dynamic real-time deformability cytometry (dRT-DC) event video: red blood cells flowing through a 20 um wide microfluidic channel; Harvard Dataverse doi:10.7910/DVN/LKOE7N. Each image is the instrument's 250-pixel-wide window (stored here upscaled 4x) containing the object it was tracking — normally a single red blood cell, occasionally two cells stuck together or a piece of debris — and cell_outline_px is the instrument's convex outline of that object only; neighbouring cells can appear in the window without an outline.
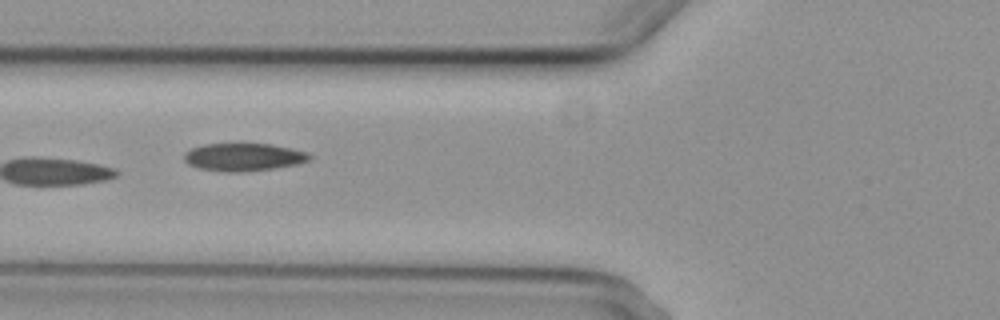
{"species": "common noctule bat (a hibernating species)", "species_latin": "Nyctalus noctula", "temperature_condition": "cold", "stored_images_in_passage": 9, "camera_frame_rate_fps": 3000, "um_per_image_px": 0.085, "animal": {"sex": "female", "body_mass_g": 29.2, "forearm_length_mm": 56.3}, "frame": {"image": 1, "passage_image": 6, "time_ms": 5.667, "image_size_px": [1000, 320], "cell_outline_px": [[312, 156], [308, 160], [296, 164], [272, 168], [240, 172], [224, 172], [200, 168], [188, 164], [184, 160], [184, 152], [192, 148], [204, 144], [272, 144], [308, 152]], "centroid_in_image_um": [20.68, 13.35], "position_along_channel_um": 105.1, "area_um2": 20.11}}
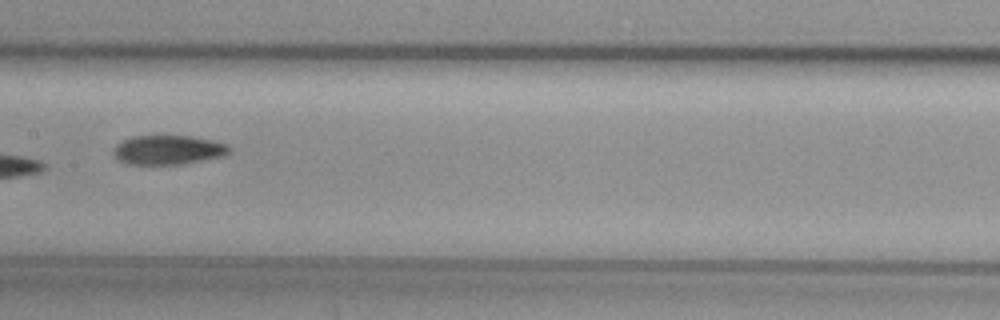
{"frame": {"image": 2, "passage_image": 8, "time_ms": 8.0, "image_size_px": [1000, 320], "cell_outline_px": [[232, 152], [224, 156], [180, 164], [128, 164], [116, 160], [112, 156], [112, 152], [116, 144], [132, 136], [192, 136], [212, 140], [228, 144], [232, 148]], "centroid_in_image_um": [14.29, 12.74], "position_along_channel_um": 193.1, "area_um2": 20.0}}
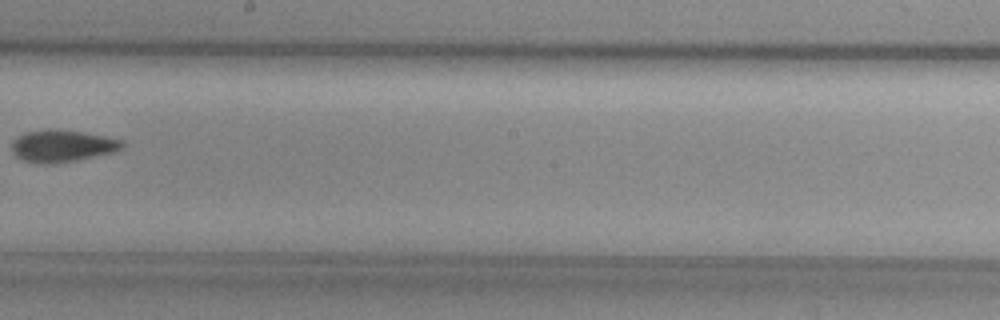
{"frame": {"image": 3, "passage_image": 9, "time_ms": 9.333, "image_size_px": [1000, 320], "cell_outline_px": [[124, 144], [120, 148], [112, 152], [76, 160], [56, 164], [36, 164], [20, 160], [12, 152], [12, 140], [16, 136], [24, 132], [48, 128], [52, 128], [80, 132], [104, 136], [124, 140]], "centroid_in_image_um": [5.2, 12.4], "position_along_channel_um": 243.0, "area_um2": 20.87}}